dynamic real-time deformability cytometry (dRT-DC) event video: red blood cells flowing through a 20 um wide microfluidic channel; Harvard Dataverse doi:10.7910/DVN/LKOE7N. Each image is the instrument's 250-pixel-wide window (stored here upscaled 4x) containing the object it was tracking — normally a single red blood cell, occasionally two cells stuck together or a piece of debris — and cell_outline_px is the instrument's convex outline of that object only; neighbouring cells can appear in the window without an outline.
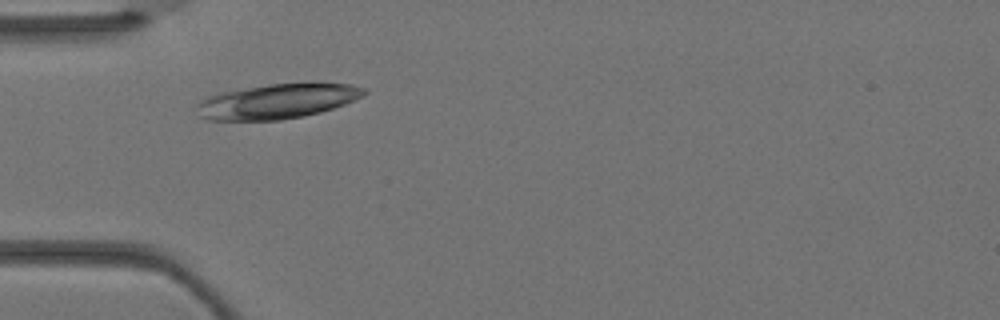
{"species": "Egyptian fruit bat (a non-hibernating species)", "species_latin": "Rousettus aegyptiacus", "temperature_condition": "warm", "stored_images_in_passage": 1, "camera_frame_rate_fps": 3000, "um_per_image_px": 0.085, "animal": {"sex": "female"}, "frame": {"image": 1, "passage_image": 1, "time_ms": 0.0, "image_size_px": [1000, 320], "cell_outline_px": [[368, 92], [364, 96], [344, 104], [320, 112], [304, 116], [280, 120], [208, 120], [196, 116], [196, 104], [200, 100], [216, 92], [268, 84], [312, 80], [316, 80], [352, 84], [364, 88]], "centroid_in_image_um": [23.58, 8.56], "position_along_channel_um": 61.4, "area_um2": 35.32}}